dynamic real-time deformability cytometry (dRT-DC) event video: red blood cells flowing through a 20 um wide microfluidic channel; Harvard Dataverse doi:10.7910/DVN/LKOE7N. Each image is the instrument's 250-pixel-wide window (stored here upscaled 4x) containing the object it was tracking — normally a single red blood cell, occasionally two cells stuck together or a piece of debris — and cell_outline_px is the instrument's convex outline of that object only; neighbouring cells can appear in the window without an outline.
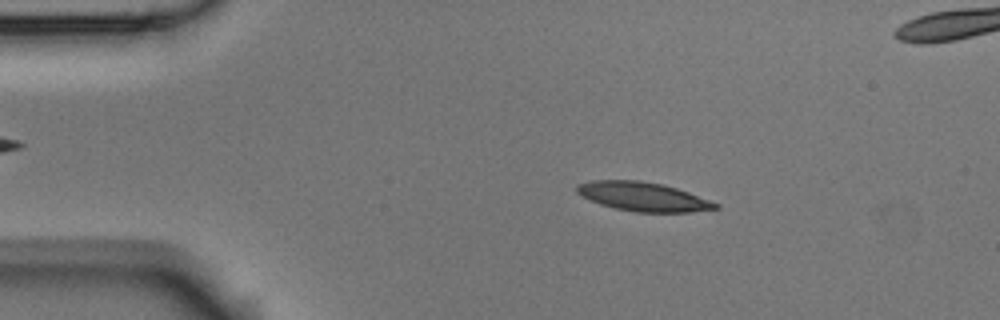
{"species": "Egyptian fruit bat (a non-hibernating species)", "species_latin": "Rousettus aegyptiacus", "temperature_condition": "room temperature", "stored_images_in_passage": 54, "camera_frame_rate_fps": 3000, "um_per_image_px": 0.085, "animal": {"sex": "male"}, "frame": {"image": 1, "passage_image": 9, "time_ms": 2.667, "image_size_px": [1000, 320], "cell_outline_px": [[720, 208], [692, 212], [636, 212], [616, 208], [600, 204], [576, 192], [576, 184], [592, 180], [640, 180], [664, 184], [688, 192], [720, 204]], "centroid_in_image_um": [54.68, 16.71], "position_along_channel_um": 30.3, "area_um2": 23.35}}
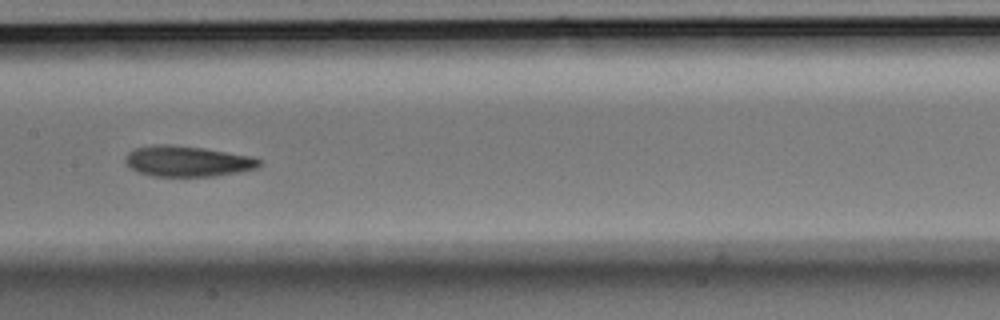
{"frame": {"image": 2, "passage_image": 26, "time_ms": 8.333, "image_size_px": [1000, 320], "cell_outline_px": [[264, 160], [256, 168], [240, 172], [216, 176], [152, 176], [136, 172], [124, 160], [124, 156], [128, 152], [136, 148], [152, 144], [168, 144], [204, 148], [252, 156]], "centroid_in_image_um": [15.94, 13.7], "position_along_channel_um": 191.5, "area_um2": 24.16}}
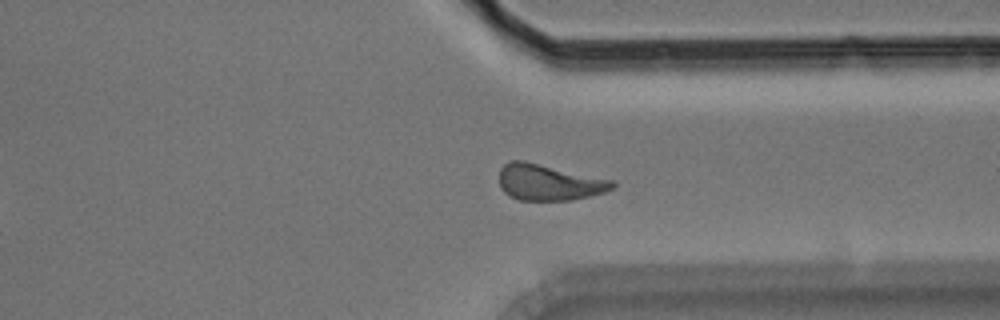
{"frame": {"image": 3, "passage_image": 40, "time_ms": 13.0, "image_size_px": [1000, 320], "cell_outline_px": [[616, 184], [612, 188], [604, 192], [572, 200], [520, 200], [504, 192], [500, 188], [500, 168], [508, 160], [524, 160], [612, 180]], "centroid_in_image_um": [46.62, 15.49], "position_along_channel_um": 364.8, "area_um2": 23.64}, "authors_computed_cell_mechanics": {"area_um2": 23.6402, "velocity_mm_per_s": 3.7234, "shape_relaxation_time_tau1_ms": 6.8081, "shape_relaxation_time_tau2_ms": 3.2912, "deformation_change_tau1": 0.1664, "deformation_change_tau2": 0.1051}}